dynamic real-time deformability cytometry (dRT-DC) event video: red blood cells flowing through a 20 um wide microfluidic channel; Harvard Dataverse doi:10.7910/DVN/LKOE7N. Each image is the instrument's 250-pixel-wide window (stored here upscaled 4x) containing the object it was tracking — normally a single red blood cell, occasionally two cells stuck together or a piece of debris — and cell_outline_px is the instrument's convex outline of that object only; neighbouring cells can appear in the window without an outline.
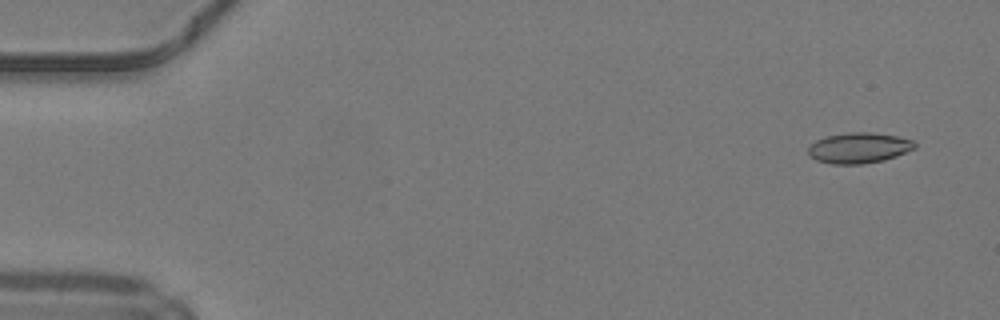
{"species": "common noctule bat (a hibernating species)", "species_latin": "Nyctalus noctula", "temperature_condition": "warm", "stored_images_in_passage": 10, "camera_frame_rate_fps": 3000, "um_per_image_px": 0.085, "animal": {"sex": "male", "body_mass_g": 19.2, "forearm_length_mm": 51.8}, "frame": {"image": 1, "passage_image": 3, "time_ms": 0.667, "image_size_px": [1000, 320], "cell_outline_px": [[916, 148], [896, 156], [884, 160], [860, 164], [832, 164], [816, 160], [808, 156], [808, 148], [816, 140], [824, 136], [848, 132], [868, 132], [896, 136], [912, 140], [916, 144]], "centroid_in_image_um": [72.98, 12.57], "position_along_channel_um": 12.0, "area_um2": 19.02}}